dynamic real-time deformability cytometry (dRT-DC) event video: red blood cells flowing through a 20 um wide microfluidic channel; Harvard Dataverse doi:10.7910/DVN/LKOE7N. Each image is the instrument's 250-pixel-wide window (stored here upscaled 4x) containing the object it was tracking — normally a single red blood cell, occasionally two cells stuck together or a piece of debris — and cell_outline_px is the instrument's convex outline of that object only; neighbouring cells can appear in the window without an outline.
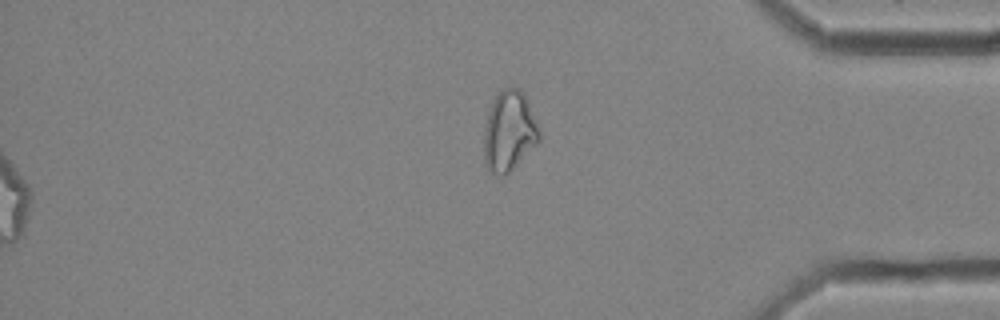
{"species": "common noctule bat (a hibernating species)", "species_latin": "Nyctalus noctula", "temperature_condition": "cold", "stored_images_in_passage": 46, "camera_frame_rate_fps": 3000, "um_per_image_px": 0.085, "animal": {"sex": "female", "body_mass_g": 25.1}, "frame": {"image": 1, "passage_image": 46, "time_ms": 15.0, "image_size_px": [1000, 320], "cell_outline_px": [[540, 140], [504, 176], [496, 176], [484, 164], [484, 128], [488, 112], [492, 100], [500, 88], [520, 88], [524, 92], [528, 100], [540, 128]], "centroid_in_image_um": [43.27, 11.11], "position_along_channel_um": 391.9, "area_um2": 26.07}}